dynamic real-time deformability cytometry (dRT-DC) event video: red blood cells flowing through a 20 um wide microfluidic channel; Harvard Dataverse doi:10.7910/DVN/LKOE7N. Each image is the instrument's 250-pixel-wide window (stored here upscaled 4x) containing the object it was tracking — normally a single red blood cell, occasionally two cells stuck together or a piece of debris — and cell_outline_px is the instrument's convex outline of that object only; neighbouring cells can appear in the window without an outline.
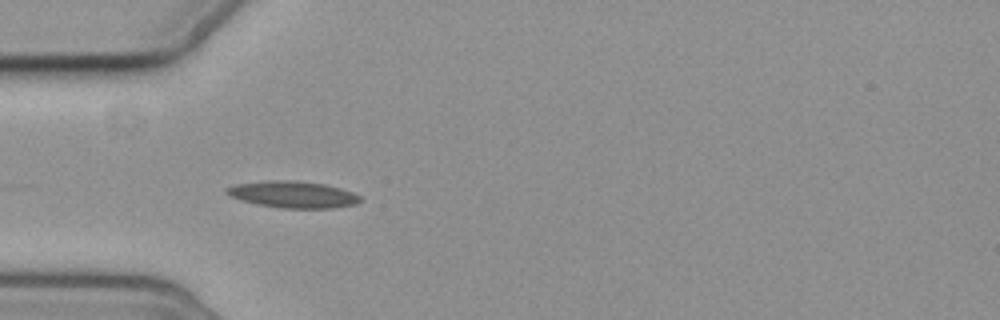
{"species": "common noctule bat (a hibernating species)", "species_latin": "Nyctalus noctula", "temperature_condition": "cold", "stored_images_in_passage": 7, "camera_frame_rate_fps": 3000, "um_per_image_px": 0.085, "animal": {"sex": "female", "body_mass_g": 19.3, "forearm_length_mm": 54.1}, "frame": {"image": 1, "passage_image": 5, "time_ms": 4.667, "image_size_px": [1000, 320], "cell_outline_px": [[360, 200], [356, 204], [332, 208], [280, 208], [256, 204], [240, 200], [224, 192], [224, 188], [236, 184], [268, 180], [292, 180], [324, 184], [340, 188], [352, 192], [360, 196]], "centroid_in_image_um": [24.86, 16.53], "position_along_channel_um": 60.1, "area_um2": 20.75}}
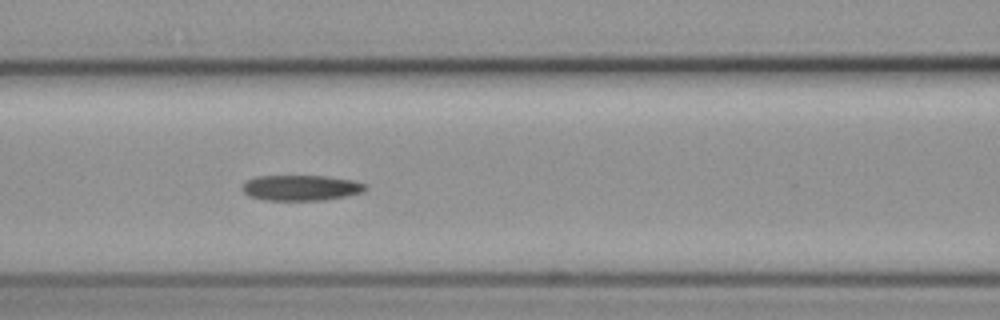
{"frame": {"image": 2, "passage_image": 7, "time_ms": 7.0, "image_size_px": [1000, 320], "cell_outline_px": [[368, 188], [364, 192], [324, 200], [264, 200], [248, 196], [240, 188], [248, 180], [256, 176], [324, 176], [352, 180], [368, 184]], "centroid_in_image_um": [25.59, 15.96], "position_along_channel_um": 141.0, "area_um2": 18.38}}